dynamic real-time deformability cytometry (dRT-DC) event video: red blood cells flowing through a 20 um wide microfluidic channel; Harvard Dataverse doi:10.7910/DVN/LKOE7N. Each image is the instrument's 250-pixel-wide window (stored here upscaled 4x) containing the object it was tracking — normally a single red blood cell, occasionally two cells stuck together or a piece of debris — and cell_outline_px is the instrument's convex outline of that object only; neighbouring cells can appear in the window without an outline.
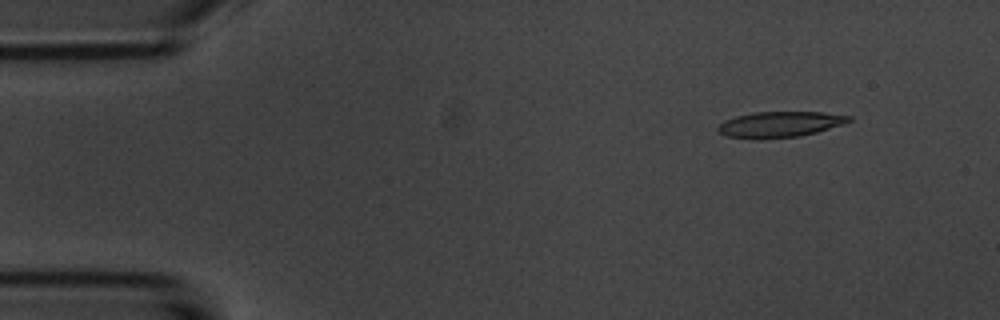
{"species": "common noctule bat (a hibernating species)", "species_latin": "Nyctalus noctula", "temperature_condition": "room temperature", "stored_images_in_passage": 5, "camera_frame_rate_fps": 3000, "um_per_image_px": 0.085, "animal": {"sex": "male", "body_mass_g": 20.1, "forearm_length_mm": 53.5}, "frame": {"image": 1, "passage_image": 2, "time_ms": 1.333, "image_size_px": [1000, 320], "cell_outline_px": [[852, 120], [844, 124], [816, 132], [800, 136], [756, 140], [752, 140], [728, 136], [720, 132], [716, 128], [724, 120], [736, 116], [752, 112], [824, 112], [852, 116]], "centroid_in_image_um": [66.28, 10.58], "position_along_channel_um": 18.7, "area_um2": 19.88}}
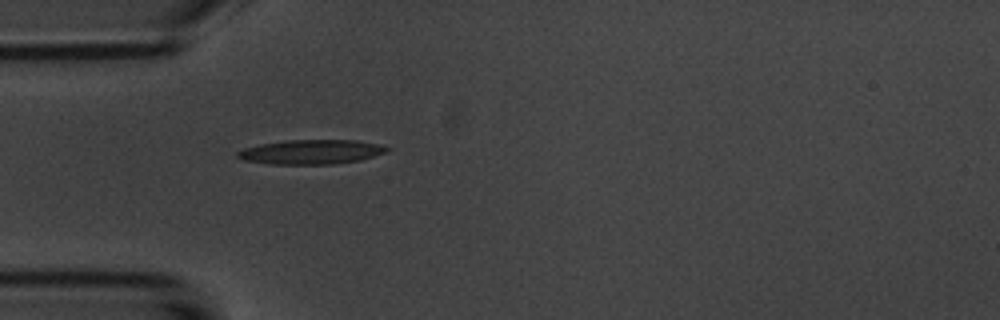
{"frame": {"image": 2, "passage_image": 5, "time_ms": 4.667, "image_size_px": [1000, 320], "cell_outline_px": [[388, 148], [384, 152], [360, 160], [332, 164], [268, 164], [244, 160], [236, 156], [236, 152], [244, 148], [260, 144], [288, 140], [356, 140], [376, 144]], "centroid_in_image_um": [26.37, 12.91], "position_along_channel_um": 58.6, "area_um2": 20.98}}